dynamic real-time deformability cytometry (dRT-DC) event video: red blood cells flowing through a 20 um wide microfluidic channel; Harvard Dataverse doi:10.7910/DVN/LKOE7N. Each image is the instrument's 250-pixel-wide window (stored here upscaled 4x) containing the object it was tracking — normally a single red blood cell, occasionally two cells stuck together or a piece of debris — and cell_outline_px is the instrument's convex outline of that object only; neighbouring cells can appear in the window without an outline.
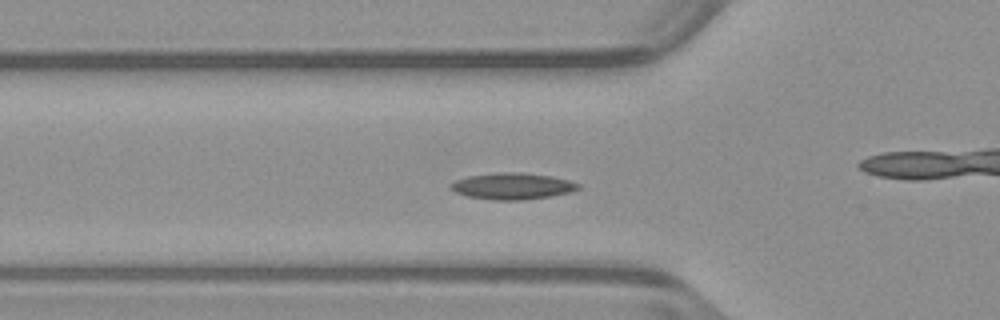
{"species": "common noctule bat (a hibernating species)", "species_latin": "Nyctalus noctula", "temperature_condition": "warm", "stored_images_in_passage": 52, "camera_frame_rate_fps": 3000, "um_per_image_px": 0.085, "animal": {"sex": "male", "body_mass_g": 23.1, "forearm_length_mm": 52.7}, "frame": {"image": 1, "passage_image": 17, "time_ms": 5.333, "image_size_px": [1000, 320], "cell_outline_px": [[580, 188], [572, 192], [552, 196], [524, 200], [492, 200], [468, 196], [456, 192], [448, 188], [448, 184], [456, 180], [468, 176], [500, 172], [520, 172], [552, 176], [568, 180], [580, 184]], "centroid_in_image_um": [43.56, 15.82], "position_along_channel_um": 82.2, "area_um2": 19.83}}
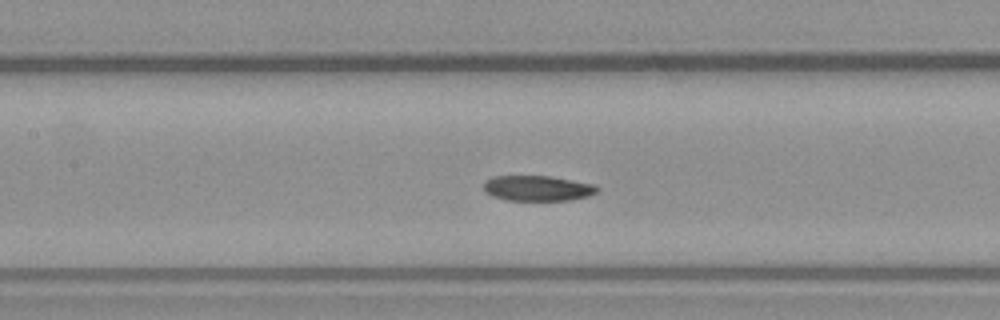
{"frame": {"image": 2, "passage_image": 23, "time_ms": 7.333, "image_size_px": [1000, 320], "cell_outline_px": [[600, 188], [596, 192], [588, 196], [568, 200], [508, 200], [492, 196], [484, 192], [484, 180], [492, 176], [548, 176], [592, 184]], "centroid_in_image_um": [45.63, 16.0], "position_along_channel_um": 161.8, "area_um2": 16.65}}
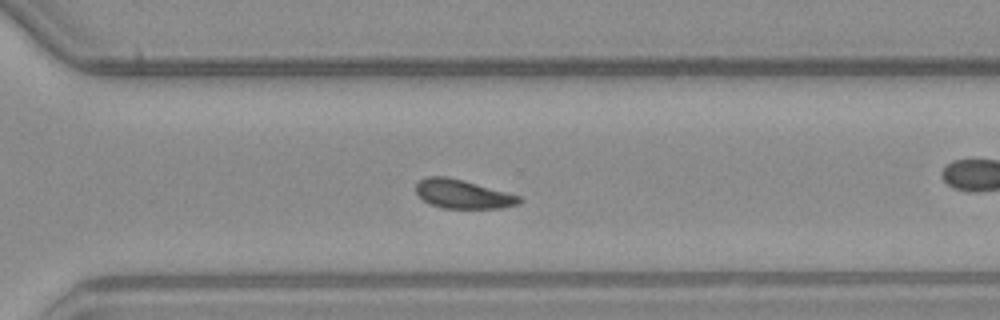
{"frame": {"image": 3, "passage_image": 36, "time_ms": 11.667, "image_size_px": [1000, 320], "cell_outline_px": [[524, 200], [520, 204], [504, 208], [440, 208], [424, 200], [416, 192], [416, 184], [420, 180], [428, 176], [448, 176], [520, 196]], "centroid_in_image_um": [39.36, 16.5], "position_along_channel_um": 331.2, "area_um2": 17.28}}